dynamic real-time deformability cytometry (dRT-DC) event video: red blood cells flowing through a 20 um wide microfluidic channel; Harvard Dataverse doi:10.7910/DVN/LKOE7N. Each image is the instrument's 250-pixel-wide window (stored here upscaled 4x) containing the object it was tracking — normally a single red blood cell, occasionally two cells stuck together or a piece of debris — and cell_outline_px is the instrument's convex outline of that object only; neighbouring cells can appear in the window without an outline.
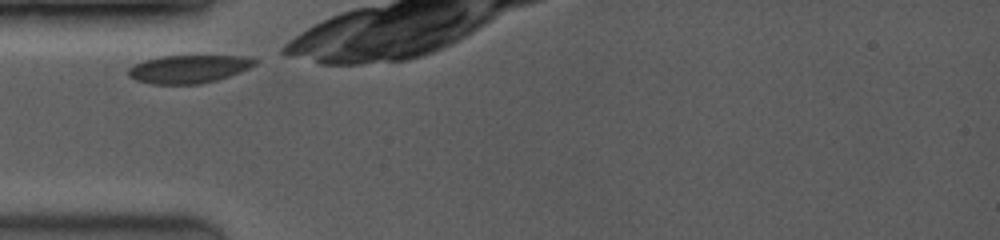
{"species": "common noctule bat (a hibernating species)", "species_latin": "Nyctalus noctula", "temperature_condition": "room temperature", "stored_images_in_passage": 12, "camera_frame_rate_fps": 3500, "um_per_image_px": 0.085, "animal": {"sex": "female", "body_mass_g": 19.0, "forearm_length_mm": 53.3}, "frame": {"image": 1, "passage_image": 1, "time_ms": 0.0, "image_size_px": [1000, 240], "cell_outline_px": [[256, 64], [240, 72], [216, 80], [200, 84], [152, 84], [136, 80], [128, 76], [128, 68], [144, 60], [160, 56], [244, 56], [256, 60]], "centroid_in_image_um": [16.0, 5.87], "position_along_channel_um": 69.0, "area_um2": 20.52}}
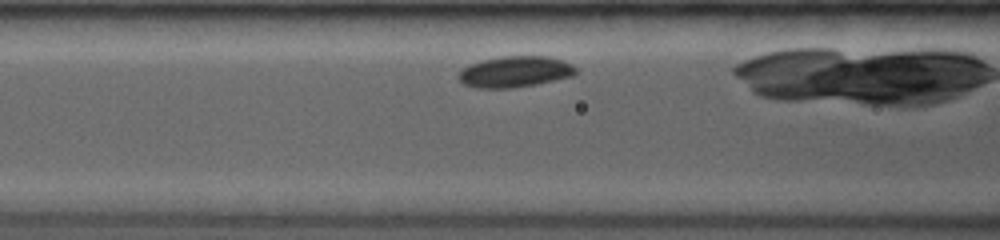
{"frame": {"image": 2, "passage_image": 6, "time_ms": 1.429, "image_size_px": [1000, 240], "cell_outline_px": [[576, 72], [572, 76], [536, 84], [516, 88], [476, 88], [464, 84], [456, 76], [468, 64], [480, 60], [504, 56], [548, 56], [572, 64], [576, 68]], "centroid_in_image_um": [43.74, 6.1], "position_along_channel_um": 122.9, "area_um2": 21.27}}
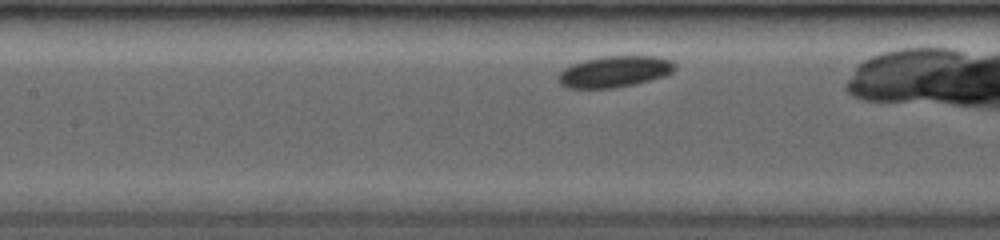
{"frame": {"image": 3, "passage_image": 9, "time_ms": 2.286, "image_size_px": [1000, 240], "cell_outline_px": [[676, 68], [672, 72], [664, 76], [616, 88], [568, 88], [560, 84], [560, 72], [564, 68], [572, 64], [584, 60], [604, 56], [656, 56], [672, 60], [676, 64]], "centroid_in_image_um": [52.26, 6.08], "position_along_channel_um": 155.1, "area_um2": 21.1}}